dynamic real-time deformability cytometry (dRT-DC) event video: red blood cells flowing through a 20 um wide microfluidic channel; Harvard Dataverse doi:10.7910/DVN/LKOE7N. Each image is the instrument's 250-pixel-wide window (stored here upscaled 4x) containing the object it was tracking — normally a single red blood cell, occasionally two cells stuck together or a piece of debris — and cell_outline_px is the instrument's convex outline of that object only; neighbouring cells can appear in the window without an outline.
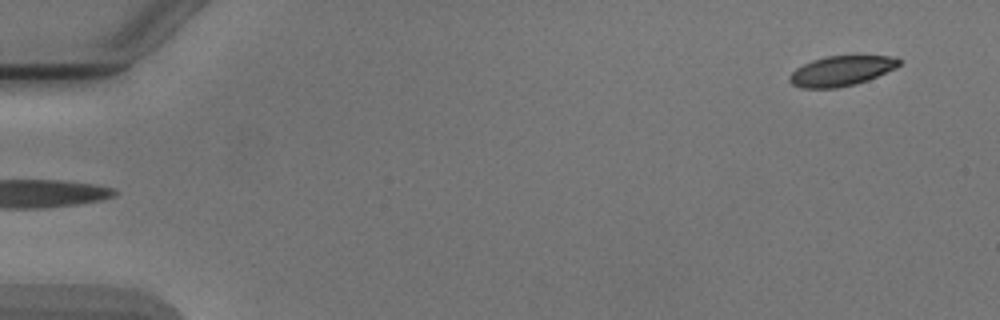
{"species": "Egyptian fruit bat (a non-hibernating species)", "species_latin": "Rousettus aegyptiacus", "temperature_condition": "cold", "stored_images_in_passage": 51, "camera_frame_rate_fps": 3000, "um_per_image_px": 0.085, "animal": {"sex": "male"}, "frame": {"image": 1, "passage_image": 1, "time_ms": 0.0, "image_size_px": [1000, 320], "cell_outline_px": [[904, 60], [896, 68], [868, 80], [856, 84], [836, 88], [800, 88], [792, 84], [788, 80], [788, 76], [796, 68], [812, 60], [828, 56], [896, 56]], "centroid_in_image_um": [71.53, 6.03], "position_along_channel_um": 13.5, "area_um2": 19.31}}
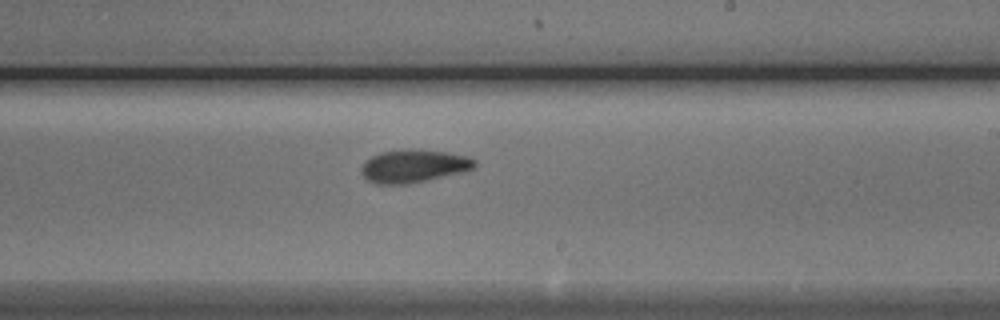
{"frame": {"image": 2, "passage_image": 30, "time_ms": 9.667, "image_size_px": [1000, 320], "cell_outline_px": [[476, 168], [464, 172], [428, 180], [404, 184], [380, 184], [368, 180], [364, 176], [360, 168], [364, 160], [380, 152], [416, 148], [444, 152], [468, 156], [476, 160]], "centroid_in_image_um": [35.19, 14.1], "position_along_channel_um": 253.8, "area_um2": 21.91}}
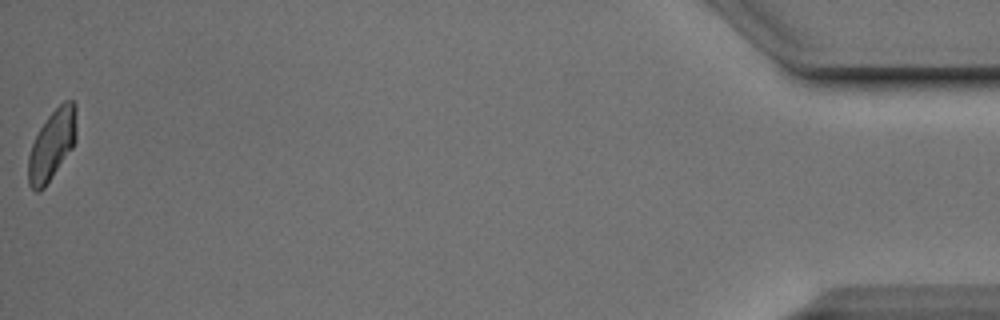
{"frame": {"image": 3, "passage_image": 51, "time_ms": 16.667, "image_size_px": [1000, 320], "cell_outline_px": [[76, 140], [72, 148], [44, 188], [40, 192], [36, 192], [28, 184], [28, 156], [32, 144], [40, 128], [48, 116], [64, 100], [72, 100], [76, 104]], "centroid_in_image_um": [4.42, 12.31], "position_along_channel_um": 430.8, "area_um2": 19.59}, "authors_computed_cell_mechanics": {"area_um2": 20.5768, "velocity_mm_per_s": 3.8736, "shape_relaxation_time_tau1_ms": 4.029, "shape_relaxation_time_tau2_ms": 3.179, "deformation_change_tau1": 0.1103, "deformation_change_tau2": 0.0772}}